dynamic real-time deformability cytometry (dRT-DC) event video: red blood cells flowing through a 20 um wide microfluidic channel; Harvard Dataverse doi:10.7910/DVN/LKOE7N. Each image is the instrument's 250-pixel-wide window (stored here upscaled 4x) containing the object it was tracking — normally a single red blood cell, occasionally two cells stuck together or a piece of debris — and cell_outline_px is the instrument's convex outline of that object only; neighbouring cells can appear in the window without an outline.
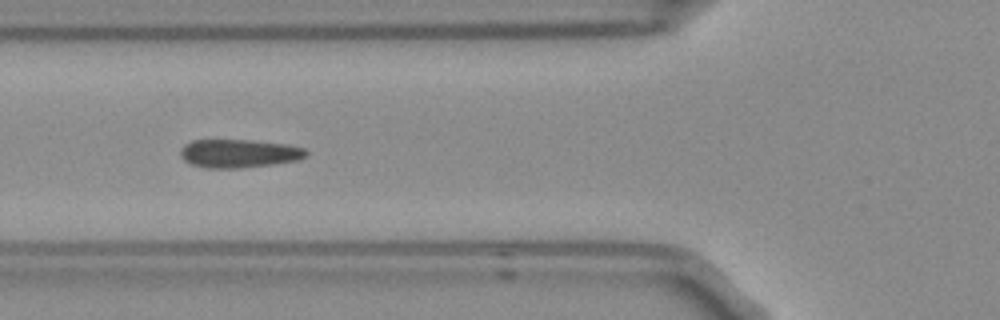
{"species": "Egyptian fruit bat (a non-hibernating species)", "species_latin": "Rousettus aegyptiacus", "temperature_condition": "room temperature", "stored_images_in_passage": 6, "camera_frame_rate_fps": 3000, "um_per_image_px": 0.085, "frame": {"image": 1, "passage_image": 4, "time_ms": 1.0, "image_size_px": [1000, 320], "cell_outline_px": [[308, 152], [304, 156], [296, 160], [272, 164], [240, 168], [208, 168], [192, 164], [184, 160], [180, 156], [180, 148], [184, 144], [192, 140], [252, 140], [288, 144], [304, 148]], "centroid_in_image_um": [20.27, 13.03], "position_along_channel_um": 105.5, "area_um2": 20.75}}